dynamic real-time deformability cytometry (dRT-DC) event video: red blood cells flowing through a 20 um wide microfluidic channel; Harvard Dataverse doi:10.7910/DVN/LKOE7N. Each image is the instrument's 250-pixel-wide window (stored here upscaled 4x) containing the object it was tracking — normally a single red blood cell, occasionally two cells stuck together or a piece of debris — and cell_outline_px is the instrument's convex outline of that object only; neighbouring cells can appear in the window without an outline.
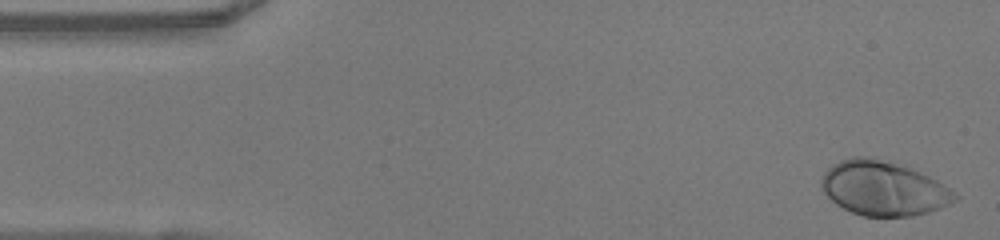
{"species": "human", "species_latin": "Homo sapiens", "temperature_condition": "warm", "stored_images_in_passage": 48, "camera_frame_rate_fps": 3000, "um_per_image_px": 0.085, "donor": {"sex": "female"}, "frame": {"image": 1, "passage_image": 1, "time_ms": 0.0, "image_size_px": [1000, 240], "cell_outline_px": [[960, 196], [952, 204], [928, 212], [912, 216], [864, 216], [852, 212], [836, 204], [820, 188], [820, 180], [824, 172], [832, 164], [840, 160], [852, 156], [868, 156], [908, 168], [928, 176], [936, 180]], "centroid_in_image_um": [75.06, 16.02], "position_along_channel_um": 9.9, "area_um2": 42.08}}
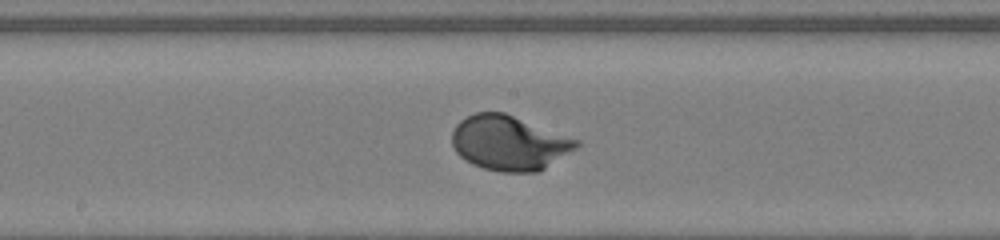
{"frame": {"image": 2, "passage_image": 24, "time_ms": 7.667, "image_size_px": [1000, 240], "cell_outline_px": [[580, 144], [576, 148], [544, 168], [536, 172], [504, 172], [484, 168], [472, 164], [464, 160], [456, 152], [452, 144], [452, 132], [456, 124], [460, 120], [476, 112], [504, 112], [580, 140]], "centroid_in_image_um": [43.25, 12.14], "position_along_channel_um": 204.9, "area_um2": 39.48}}
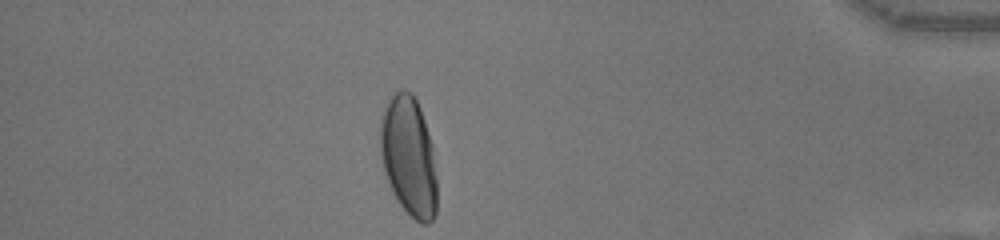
{"frame": {"image": 3, "passage_image": 42, "time_ms": 13.667, "image_size_px": [1000, 240], "cell_outline_px": [[436, 212], [432, 220], [428, 224], [420, 224], [400, 204], [392, 192], [384, 172], [380, 156], [380, 120], [384, 108], [388, 100], [400, 88], [404, 88], [412, 92], [420, 108], [432, 144], [436, 176]], "centroid_in_image_um": [34.73, 13.27], "position_along_channel_um": 400.5, "area_um2": 39.71}, "authors_computed_cell_mechanics": {"area_um2": 39.1595, "velocity_mm_per_s": 4.0505, "shape_relaxation_time_tau1_ms": 2.2554, "shape_relaxation_time_tau2_ms": null, "deformation_change_tau1": 0.1887, "deformation_change_tau2": null}}